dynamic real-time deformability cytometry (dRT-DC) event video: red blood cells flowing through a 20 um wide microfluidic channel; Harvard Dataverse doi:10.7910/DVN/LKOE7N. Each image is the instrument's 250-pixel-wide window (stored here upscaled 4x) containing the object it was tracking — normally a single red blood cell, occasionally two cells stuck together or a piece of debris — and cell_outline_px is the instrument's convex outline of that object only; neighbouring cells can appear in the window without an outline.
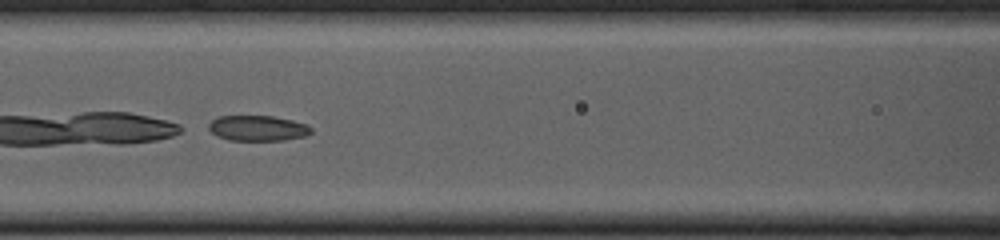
{"species": "common noctule bat (a hibernating species)", "species_latin": "Nyctalus noctula", "temperature_condition": "cold", "stored_images_in_passage": 53, "camera_frame_rate_fps": 3000, "um_per_image_px": 0.085, "animal": {"sex": "female", "body_mass_g": 23.0, "forearm_length_mm": 53.4}, "frame": {"image": 1, "passage_image": 24, "time_ms": 7.667, "image_size_px": [1000, 240], "cell_outline_px": [[312, 132], [304, 136], [284, 140], [228, 140], [216, 136], [208, 128], [208, 124], [212, 120], [220, 116], [272, 116], [292, 120], [304, 124], [312, 128]], "centroid_in_image_um": [21.88, 10.9], "position_along_channel_um": 144.7, "area_um2": 15.09}}
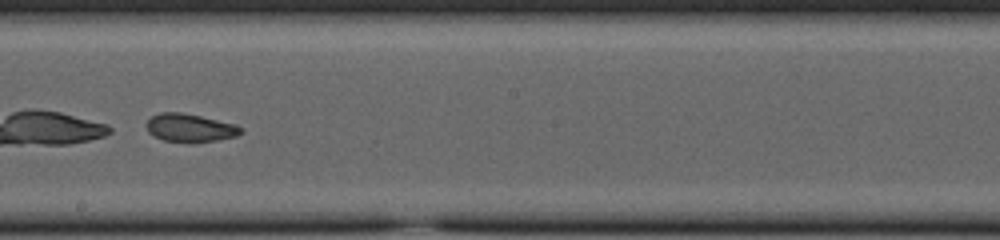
{"frame": {"image": 2, "passage_image": 31, "time_ms": 10.0, "image_size_px": [1000, 240], "cell_outline_px": [[244, 132], [236, 136], [216, 140], [164, 140], [148, 132], [148, 120], [152, 116], [160, 112], [180, 112], [200, 116], [236, 124], [244, 128]], "centroid_in_image_um": [16.2, 10.82], "position_along_channel_um": 232.0, "area_um2": 14.85}}
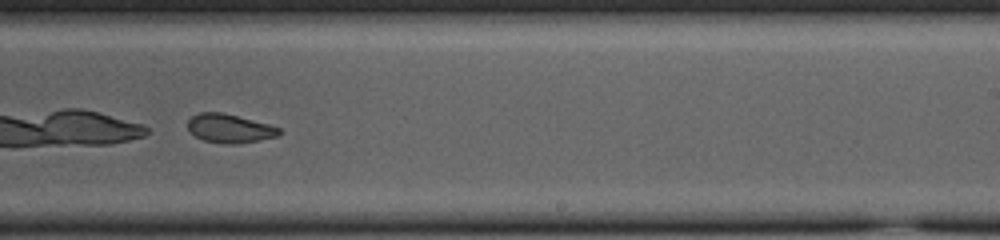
{"frame": {"image": 3, "passage_image": 34, "time_ms": 11.0, "image_size_px": [1000, 240], "cell_outline_px": [[284, 132], [276, 136], [236, 144], [220, 144], [204, 140], [188, 132], [188, 120], [192, 116], [200, 112], [220, 112], [268, 124], [280, 128]], "centroid_in_image_um": [19.48, 10.92], "position_along_channel_um": 269.5, "area_um2": 15.2}}